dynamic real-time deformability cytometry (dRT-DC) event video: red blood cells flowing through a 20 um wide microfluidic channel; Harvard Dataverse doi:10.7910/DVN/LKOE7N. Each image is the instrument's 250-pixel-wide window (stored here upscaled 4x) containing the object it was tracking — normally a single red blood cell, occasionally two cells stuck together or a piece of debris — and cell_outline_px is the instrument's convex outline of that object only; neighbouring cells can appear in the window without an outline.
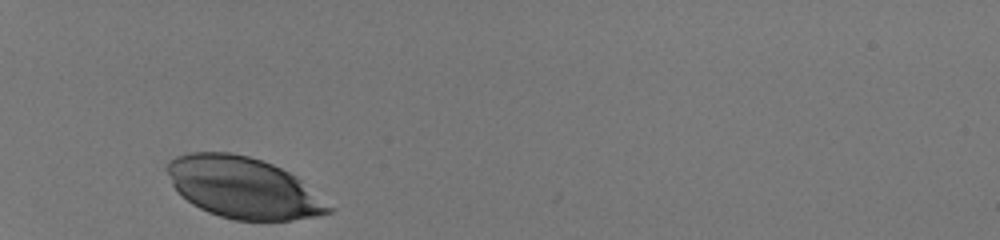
{"species": "human", "species_latin": "Homo sapiens", "temperature_condition": "room temperature", "stored_images_in_passage": 28, "camera_frame_rate_fps": 3000, "um_per_image_px": 0.085, "donor": {"sex": "male"}, "frame": {"image": 1, "passage_image": 1, "time_ms": 0.0, "image_size_px": [1000, 240], "cell_outline_px": [[336, 208], [332, 212], [316, 216], [292, 220], [236, 220], [220, 216], [208, 212], [192, 204], [172, 184], [164, 168], [168, 160], [176, 156], [192, 152], [232, 152], [248, 156], [272, 164], [296, 176]], "centroid_in_image_um": [20.69, 15.95], "position_along_channel_um": 64.3, "area_um2": 57.51}}
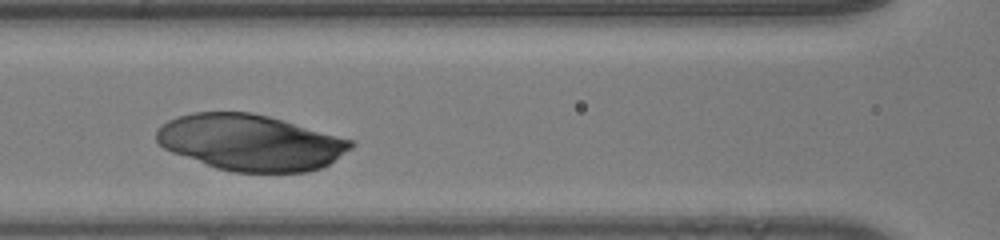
{"frame": {"image": 2, "passage_image": 9, "time_ms": 2.667, "image_size_px": [1000, 240], "cell_outline_px": [[356, 144], [352, 148], [328, 164], [320, 168], [308, 172], [232, 172], [216, 168], [172, 152], [164, 148], [156, 140], [156, 132], [168, 120], [176, 116], [192, 112], [252, 112], [268, 116], [356, 140]], "centroid_in_image_um": [21.31, 12.11], "position_along_channel_um": 145.3, "area_um2": 63.52}}